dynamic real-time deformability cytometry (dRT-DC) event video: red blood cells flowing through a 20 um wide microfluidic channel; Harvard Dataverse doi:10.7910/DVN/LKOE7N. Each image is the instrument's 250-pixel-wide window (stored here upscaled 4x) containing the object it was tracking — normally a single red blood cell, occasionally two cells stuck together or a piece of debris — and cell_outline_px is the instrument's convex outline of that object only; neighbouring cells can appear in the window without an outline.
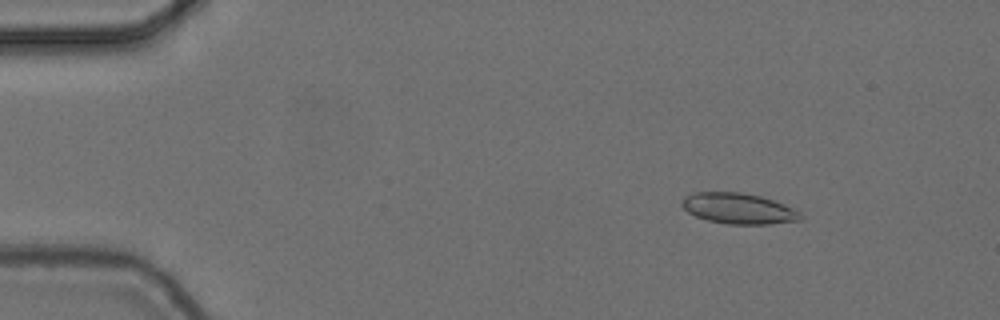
{"species": "common noctule bat (a hibernating species)", "species_latin": "Nyctalus noctula", "temperature_condition": "cold", "stored_images_in_passage": 54, "camera_frame_rate_fps": 3000, "um_per_image_px": 0.085, "animal": {"sex": "female", "body_mass_g": 24.6, "forearm_length_mm": 56.2}, "frame": {"image": 1, "passage_image": 7, "time_ms": 2.0, "image_size_px": [1000, 320], "cell_outline_px": [[804, 216], [800, 220], [768, 224], [728, 224], [708, 220], [696, 216], [688, 212], [680, 204], [684, 196], [696, 192], [740, 192], [760, 196], [784, 204], [800, 212]], "centroid_in_image_um": [62.76, 17.72], "position_along_channel_um": 22.2, "area_um2": 21.15}}
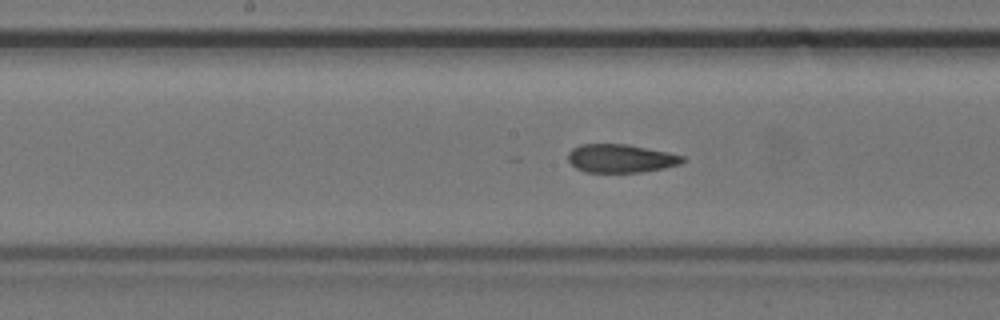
{"frame": {"image": 2, "passage_image": 28, "time_ms": 9.0, "image_size_px": [1000, 320], "cell_outline_px": [[684, 160], [680, 164], [664, 168], [640, 172], [584, 172], [576, 168], [568, 160], [568, 152], [572, 148], [580, 144], [628, 144], [668, 152], [684, 156]], "centroid_in_image_um": [52.74, 13.46], "position_along_channel_um": 195.5, "area_um2": 18.96}}
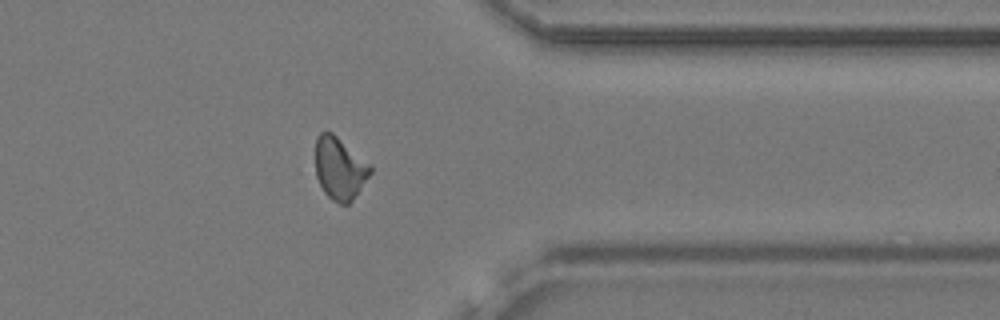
{"frame": {"image": 3, "passage_image": 44, "time_ms": 14.333, "image_size_px": [1000, 320], "cell_outline_px": [[372, 172], [352, 200], [348, 204], [340, 204], [332, 200], [324, 192], [316, 176], [316, 136], [320, 132], [332, 132], [372, 164]], "centroid_in_image_um": [28.89, 14.3], "position_along_channel_um": 382.5, "area_um2": 20.06}, "authors_computed_cell_mechanics": {"area_um2": 19.941, "velocity_mm_per_s": 3.6904, "shape_relaxation_time_tau1_ms": null, "shape_relaxation_time_tau2_ms": 2.3234, "deformation_change_tau1": null, "deformation_change_tau2": 0.0729}}